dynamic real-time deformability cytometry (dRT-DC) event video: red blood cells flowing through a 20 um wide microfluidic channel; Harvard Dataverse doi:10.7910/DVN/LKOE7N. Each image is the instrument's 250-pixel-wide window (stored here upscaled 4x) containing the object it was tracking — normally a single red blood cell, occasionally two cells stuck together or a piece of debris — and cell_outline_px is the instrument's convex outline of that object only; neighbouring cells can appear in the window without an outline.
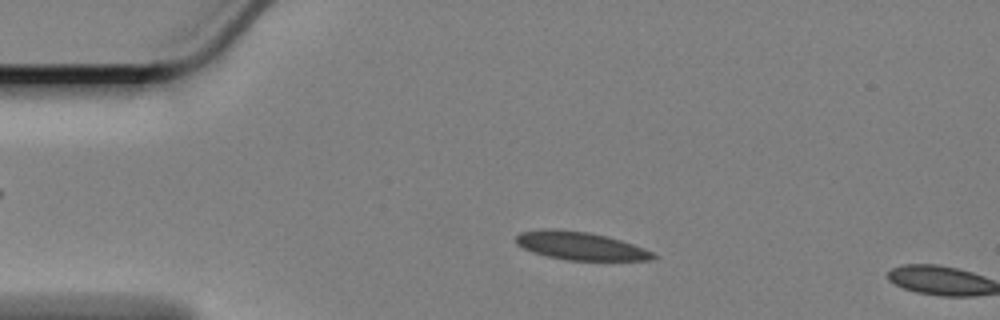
{"species": "Egyptian fruit bat (a non-hibernating species)", "species_latin": "Rousettus aegyptiacus", "temperature_condition": "cold", "stored_images_in_passage": 12, "camera_frame_rate_fps": 3000, "um_per_image_px": 0.085, "animal": {"sex": "female"}, "frame": {"image": 1, "passage_image": 9, "time_ms": 2.667, "image_size_px": [1000, 320], "cell_outline_px": [[660, 256], [652, 260], [568, 260], [548, 256], [532, 252], [516, 244], [516, 236], [520, 232], [588, 232], [620, 240], [644, 248]], "centroid_in_image_um": [49.45, 20.96], "position_along_channel_um": 35.6, "area_um2": 21.27}}